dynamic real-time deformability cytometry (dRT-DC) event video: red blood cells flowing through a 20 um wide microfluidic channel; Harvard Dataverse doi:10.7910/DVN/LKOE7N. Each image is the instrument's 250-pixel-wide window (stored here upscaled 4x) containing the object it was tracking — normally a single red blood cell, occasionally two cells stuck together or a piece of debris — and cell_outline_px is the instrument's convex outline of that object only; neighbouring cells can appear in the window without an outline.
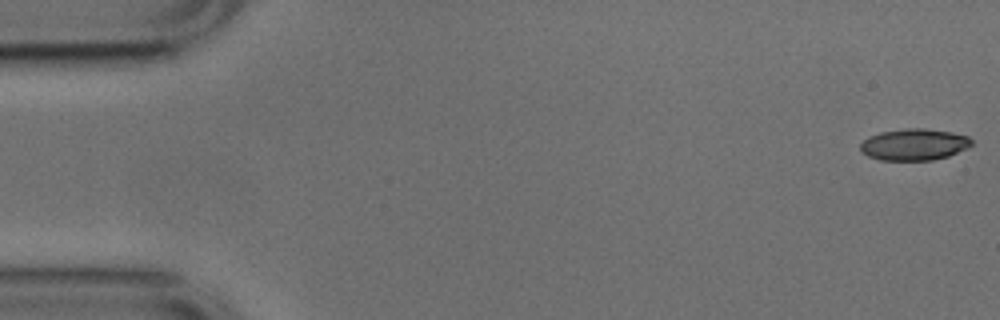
{"species": "common noctule bat (a hibernating species)", "species_latin": "Nyctalus noctula", "temperature_condition": "cold", "stored_images_in_passage": 51, "camera_frame_rate_fps": 3000, "um_per_image_px": 0.085, "animal": {"sex": "male", "body_mass_g": 17.9, "forearm_length_mm": 54.2}, "frame": {"image": 1, "passage_image": 1, "time_ms": 0.0, "image_size_px": [1000, 320], "cell_outline_px": [[972, 144], [968, 148], [948, 156], [932, 160], [880, 160], [868, 156], [860, 148], [860, 144], [864, 140], [880, 132], [908, 128], [924, 128], [952, 132], [968, 136], [972, 140]], "centroid_in_image_um": [77.74, 12.28], "position_along_channel_um": 7.3, "area_um2": 20.35}}
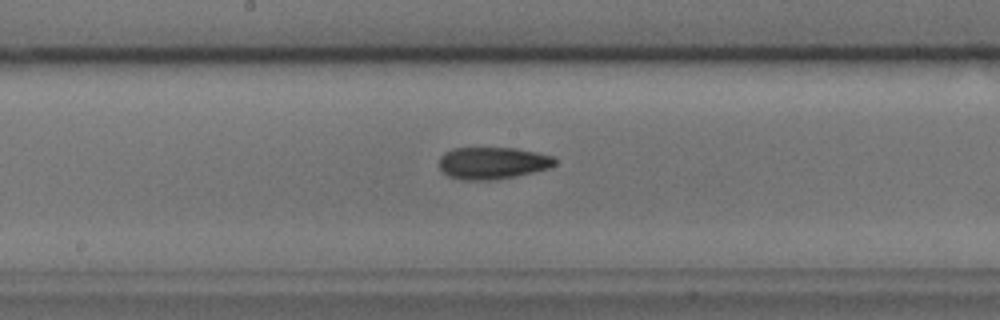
{"frame": {"image": 2, "passage_image": 27, "time_ms": 8.667, "image_size_px": [1000, 320], "cell_outline_px": [[556, 164], [548, 168], [516, 176], [496, 180], [460, 180], [448, 176], [440, 168], [440, 156], [444, 152], [452, 148], [516, 148], [536, 152], [552, 156], [556, 160]], "centroid_in_image_um": [41.84, 13.86], "position_along_channel_um": 206.4, "area_um2": 21.68}}
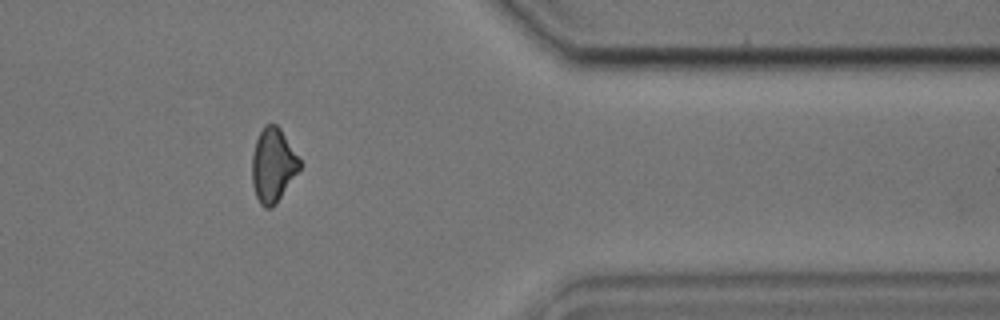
{"frame": {"image": 3, "passage_image": 43, "time_ms": 14.0, "image_size_px": [1000, 320], "cell_outline_px": [[300, 168], [276, 204], [272, 208], [264, 208], [260, 204], [256, 196], [252, 184], [252, 156], [256, 140], [264, 124], [276, 124], [280, 128], [300, 160]], "centroid_in_image_um": [23.18, 14.05], "position_along_channel_um": 388.2, "area_um2": 20.35}, "authors_computed_cell_mechanics": {"area_um2": 21.0392, "velocity_mm_per_s": 3.7842, "shape_relaxation_time_tau1_ms": null, "shape_relaxation_time_tau2_ms": 8.2821, "deformation_change_tau1": null, "deformation_change_tau2": 0.173}}